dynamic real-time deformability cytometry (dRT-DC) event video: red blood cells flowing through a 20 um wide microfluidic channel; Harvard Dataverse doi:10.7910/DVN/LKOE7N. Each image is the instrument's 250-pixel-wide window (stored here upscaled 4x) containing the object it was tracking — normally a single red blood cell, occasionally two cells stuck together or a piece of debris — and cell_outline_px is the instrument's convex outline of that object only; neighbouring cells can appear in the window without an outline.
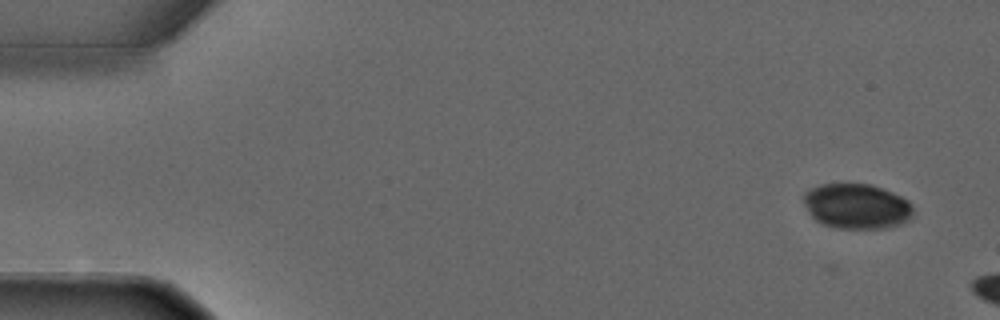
{"species": "common noctule bat (a hibernating species)", "species_latin": "Nyctalus noctula", "temperature_condition": "warm", "stored_images_in_passage": 2, "camera_frame_rate_fps": 3000, "um_per_image_px": 0.085, "animal": {"sex": "male", "forearm_length_mm": 52.5}, "frame": {"image": 1, "passage_image": 1, "time_ms": 0.0, "image_size_px": [1000, 320], "cell_outline_px": [[912, 216], [908, 220], [900, 224], [888, 228], [836, 228], [824, 224], [816, 220], [808, 212], [804, 204], [804, 192], [820, 184], [872, 184], [884, 188], [908, 200], [912, 204]], "centroid_in_image_um": [72.83, 17.52], "position_along_channel_um": 12.2, "area_um2": 28.84}}